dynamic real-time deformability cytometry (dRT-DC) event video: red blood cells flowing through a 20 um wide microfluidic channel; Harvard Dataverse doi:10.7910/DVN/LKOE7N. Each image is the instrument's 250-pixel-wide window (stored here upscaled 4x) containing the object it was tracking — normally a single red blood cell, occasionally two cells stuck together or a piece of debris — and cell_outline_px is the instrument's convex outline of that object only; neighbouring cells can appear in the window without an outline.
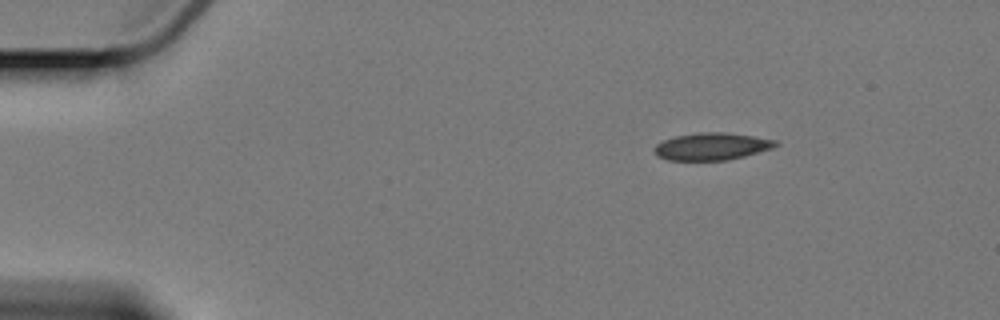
{"species": "Egyptian fruit bat (a non-hibernating species)", "species_latin": "Rousettus aegyptiacus", "temperature_condition": "cold", "stored_images_in_passage": 4, "camera_frame_rate_fps": 3000, "um_per_image_px": 0.085, "animal": {"sex": "female"}, "frame": {"image": 1, "passage_image": 1, "time_ms": 0.0, "image_size_px": [1000, 320], "cell_outline_px": [[780, 144], [772, 148], [744, 156], [724, 160], [668, 160], [656, 156], [652, 148], [656, 144], [664, 140], [676, 136], [700, 132], [728, 132], [776, 140]], "centroid_in_image_um": [60.47, 12.44], "position_along_channel_um": 24.5, "area_um2": 19.25}}
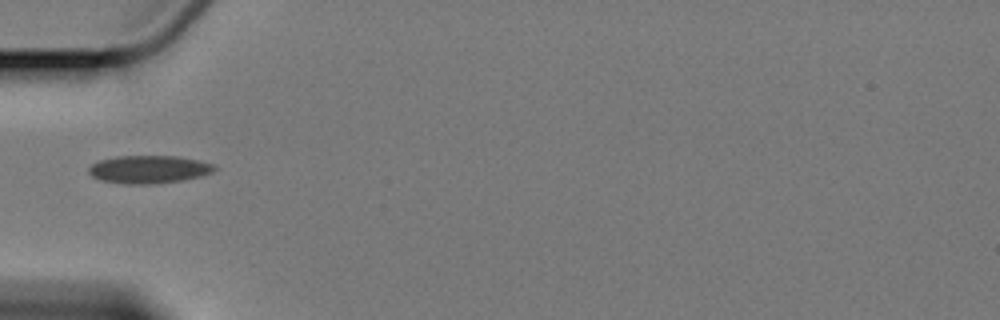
{"frame": {"image": 2, "passage_image": 4, "time_ms": 3.667, "image_size_px": [1000, 320], "cell_outline_px": [[220, 168], [212, 172], [200, 176], [184, 180], [148, 184], [132, 184], [104, 180], [92, 176], [88, 172], [88, 168], [92, 164], [100, 160], [116, 156], [176, 156], [200, 160], [216, 164]], "centroid_in_image_um": [12.73, 14.38], "position_along_channel_um": 72.3, "area_um2": 20.4}}